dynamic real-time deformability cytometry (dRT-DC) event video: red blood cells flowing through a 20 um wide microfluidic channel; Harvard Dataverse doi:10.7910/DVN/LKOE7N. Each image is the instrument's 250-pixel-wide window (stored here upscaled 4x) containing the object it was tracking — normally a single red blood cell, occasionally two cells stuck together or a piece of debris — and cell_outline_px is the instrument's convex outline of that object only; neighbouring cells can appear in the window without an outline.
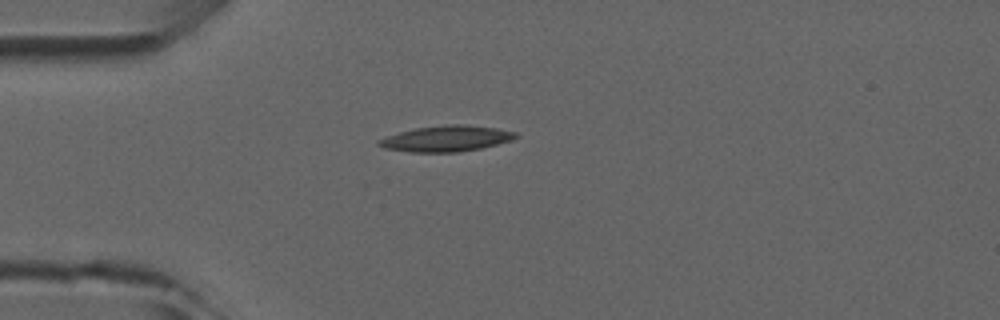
{"species": "common noctule bat (a hibernating species)", "species_latin": "Nyctalus noctula", "temperature_condition": "room temperature", "stored_images_in_passage": 2, "camera_frame_rate_fps": 3000, "um_per_image_px": 0.085, "animal": {"sex": "male", "forearm_length_mm": 52.5}, "frame": {"image": 1, "passage_image": 1, "time_ms": 0.0, "image_size_px": [1000, 320], "cell_outline_px": [[520, 136], [512, 140], [480, 148], [460, 152], [412, 152], [384, 148], [376, 144], [376, 140], [400, 132], [416, 128], [448, 124], [464, 124], [496, 128], [516, 132]], "centroid_in_image_um": [37.94, 11.78], "position_along_channel_um": 47.1, "area_um2": 20.58}}